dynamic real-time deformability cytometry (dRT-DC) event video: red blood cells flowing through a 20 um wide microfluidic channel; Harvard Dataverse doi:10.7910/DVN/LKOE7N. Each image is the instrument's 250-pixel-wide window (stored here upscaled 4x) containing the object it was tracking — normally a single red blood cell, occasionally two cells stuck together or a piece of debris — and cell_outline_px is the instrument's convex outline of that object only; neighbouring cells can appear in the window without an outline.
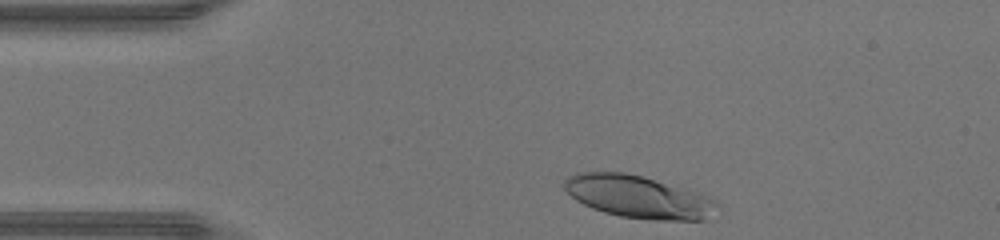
{"species": "human", "species_latin": "Homo sapiens", "temperature_condition": "warm", "stored_images_in_passage": 30, "camera_frame_rate_fps": 3000, "um_per_image_px": 0.085, "donor": {"sex": "male"}, "frame": {"image": 1, "passage_image": 1, "time_ms": 0.0, "image_size_px": [1000, 240], "cell_outline_px": [[720, 204], [708, 220], [652, 220], [620, 216], [604, 212], [592, 208], [576, 200], [564, 188], [564, 180], [568, 176], [576, 172], [624, 172], [644, 176], [700, 192], [716, 200]], "centroid_in_image_um": [54.31, 16.72], "position_along_channel_um": 30.7, "area_um2": 38.21}}
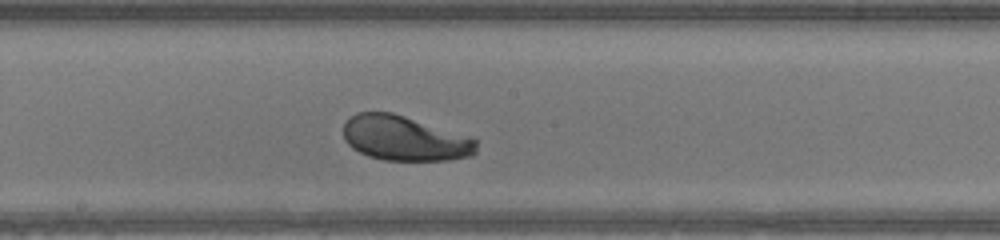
{"frame": {"image": 2, "passage_image": 17, "time_ms": 5.333, "image_size_px": [1000, 240], "cell_outline_px": [[476, 152], [472, 156], [448, 160], [384, 160], [368, 156], [352, 148], [344, 140], [344, 124], [356, 112], [392, 112], [472, 136], [476, 140]], "centroid_in_image_um": [34.42, 11.75], "position_along_channel_um": 213.8, "area_um2": 34.97}}
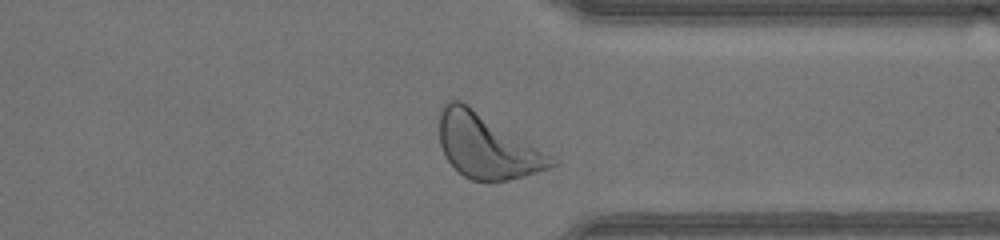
{"frame": {"image": 3, "passage_image": 28, "time_ms": 9.0, "image_size_px": [1000, 240], "cell_outline_px": [[556, 164], [548, 168], [524, 176], [504, 180], [472, 180], [464, 176], [448, 160], [440, 144], [440, 108], [448, 100], [460, 100], [468, 104], [556, 160]], "centroid_in_image_um": [41.32, 12.4], "position_along_channel_um": 370.1, "area_um2": 40.75}, "authors_computed_cell_mechanics": {"area_um2": 35.8071, "velocity_mm_per_s": 4.3513, "shape_relaxation_time_tau1_ms": 1.607, "shape_relaxation_time_tau2_ms": null, "deformation_change_tau1": 0.1281, "deformation_change_tau2": null}}